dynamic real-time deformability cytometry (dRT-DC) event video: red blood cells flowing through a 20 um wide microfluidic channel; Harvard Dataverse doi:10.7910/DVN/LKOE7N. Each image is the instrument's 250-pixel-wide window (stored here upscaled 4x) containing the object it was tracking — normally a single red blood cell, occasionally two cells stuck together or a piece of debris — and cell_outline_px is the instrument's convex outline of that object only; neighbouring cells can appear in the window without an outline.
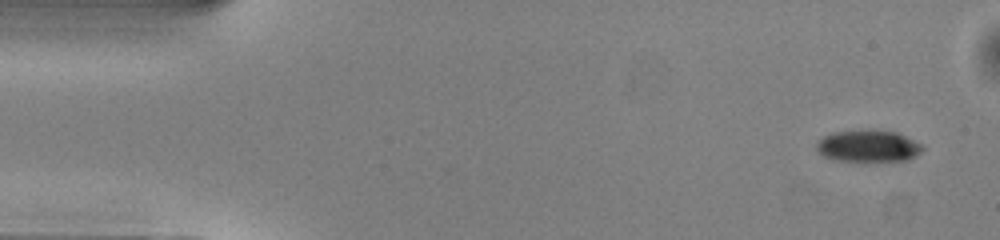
{"species": "common noctule bat (a hibernating species)", "species_latin": "Nyctalus noctula", "temperature_condition": "warm", "stored_images_in_passage": 49, "camera_frame_rate_fps": 3000, "um_per_image_px": 0.085, "animal": {"sex": "male", "body_mass_g": 13.0, "forearm_length_mm": 53.1}, "frame": {"image": 1, "passage_image": 1, "time_ms": 0.0, "image_size_px": [1000, 240], "cell_outline_px": [[924, 148], [916, 156], [908, 160], [864, 164], [832, 160], [824, 156], [816, 148], [816, 144], [824, 136], [832, 132], [896, 132], [920, 144]], "centroid_in_image_um": [73.78, 12.51], "position_along_channel_um": 11.2, "area_um2": 19.77}}
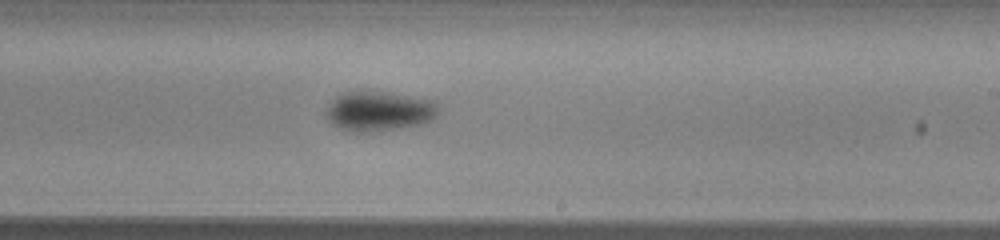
{"frame": {"image": 2, "passage_image": 28, "time_ms": 9.0, "image_size_px": [1000, 240], "cell_outline_px": [[440, 108], [436, 116], [432, 120], [420, 124], [368, 132], [352, 132], [340, 128], [332, 124], [328, 120], [328, 108], [332, 100], [336, 96], [344, 92], [388, 92], [436, 100], [440, 104]], "centroid_in_image_um": [32.28, 9.44], "position_along_channel_um": 256.7, "area_um2": 25.89}}
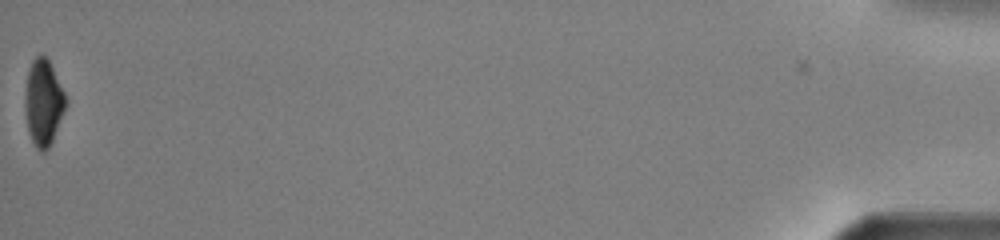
{"frame": {"image": 3, "passage_image": 49, "time_ms": 16.0, "image_size_px": [1000, 240], "cell_outline_px": [[64, 112], [52, 140], [48, 148], [44, 152], [40, 152], [36, 148], [28, 132], [24, 104], [24, 100], [28, 72], [32, 60], [36, 56], [44, 56], [48, 60], [64, 92]], "centroid_in_image_um": [3.65, 8.75], "position_along_channel_um": 431.5, "area_um2": 19.88}, "authors_computed_cell_mechanics": {"area_um2": 23.2934, "velocity_mm_per_s": 4.0449, "shape_relaxation_time_tau1_ms": 1.612, "shape_relaxation_time_tau2_ms": null, "deformation_change_tau1": 0.0955, "deformation_change_tau2": null}}